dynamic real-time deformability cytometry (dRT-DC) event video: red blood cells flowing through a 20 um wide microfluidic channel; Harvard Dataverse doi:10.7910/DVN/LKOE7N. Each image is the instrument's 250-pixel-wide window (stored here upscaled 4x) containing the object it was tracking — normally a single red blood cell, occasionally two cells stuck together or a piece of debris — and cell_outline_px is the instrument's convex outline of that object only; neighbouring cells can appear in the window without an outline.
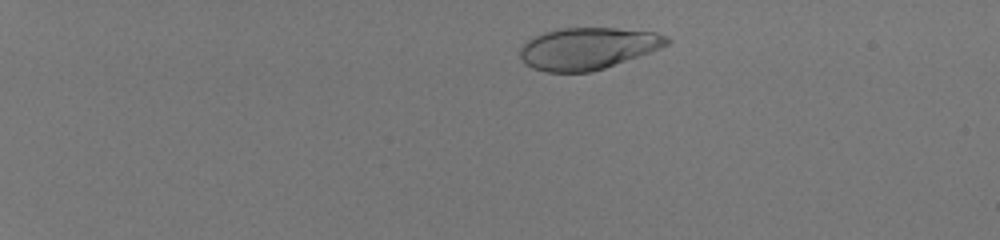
{"species": "human", "species_latin": "Homo sapiens", "temperature_condition": "room temperature", "stored_images_in_passage": 49, "camera_frame_rate_fps": 3000, "um_per_image_px": 0.085, "donor": {"sex": "male"}, "frame": {"image": 1, "passage_image": 7, "time_ms": 2.0, "image_size_px": [1000, 240], "cell_outline_px": [[672, 40], [668, 44], [660, 48], [604, 68], [592, 72], [548, 72], [532, 68], [524, 64], [520, 56], [520, 48], [528, 40], [544, 32], [560, 28], [616, 28], [656, 32], [668, 36]], "centroid_in_image_um": [49.96, 4.11], "position_along_channel_um": 35.0, "area_um2": 35.72}}
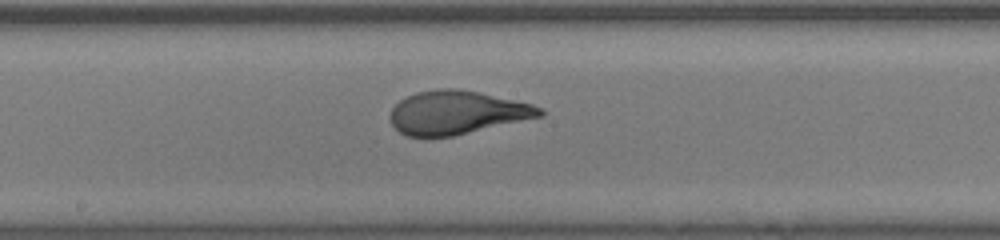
{"frame": {"image": 2, "passage_image": 29, "time_ms": 9.333, "image_size_px": [1000, 240], "cell_outline_px": [[544, 116], [452, 136], [408, 136], [400, 132], [392, 124], [388, 116], [392, 108], [400, 100], [416, 92], [436, 88], [456, 88], [476, 92], [532, 104], [544, 108]], "centroid_in_image_um": [38.83, 9.56], "position_along_channel_um": 209.4, "area_um2": 37.69}}
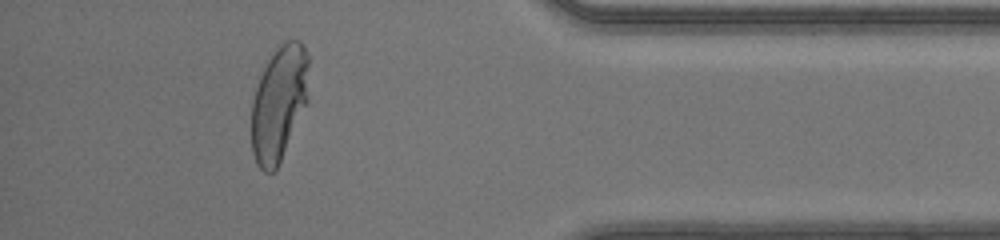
{"frame": {"image": 3, "passage_image": 45, "time_ms": 14.667, "image_size_px": [1000, 240], "cell_outline_px": [[308, 100], [280, 160], [276, 168], [272, 172], [264, 172], [256, 164], [252, 152], [252, 100], [260, 76], [268, 60], [276, 48], [284, 40], [300, 40], [308, 56]], "centroid_in_image_um": [23.71, 8.74], "position_along_channel_um": 411.5, "area_um2": 38.09}, "authors_computed_cell_mechanics": {"area_um2": 37.6278, "velocity_mm_per_s": 4.1611, "shape_relaxation_time_tau1_ms": 3.8647, "shape_relaxation_time_tau2_ms": null, "deformation_change_tau1": 0.2273, "deformation_change_tau2": null}}